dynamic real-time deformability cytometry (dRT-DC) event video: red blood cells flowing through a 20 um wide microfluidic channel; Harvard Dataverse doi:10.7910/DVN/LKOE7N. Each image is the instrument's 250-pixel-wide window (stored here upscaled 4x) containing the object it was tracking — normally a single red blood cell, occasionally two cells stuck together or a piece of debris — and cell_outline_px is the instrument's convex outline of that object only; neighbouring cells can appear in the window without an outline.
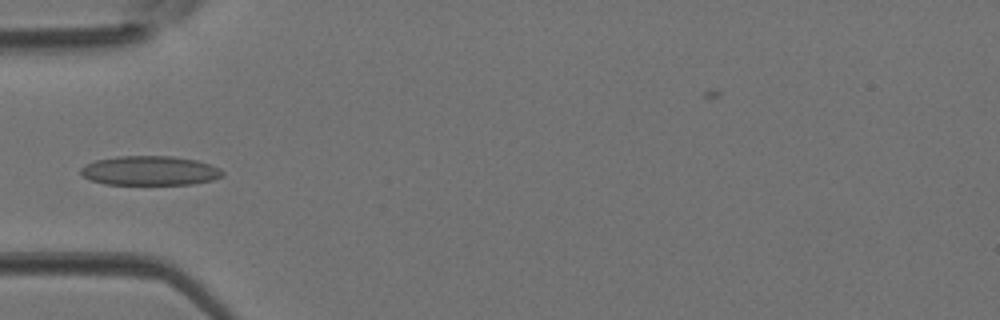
{"species": "Egyptian fruit bat (a non-hibernating species)", "species_latin": "Rousettus aegyptiacus", "temperature_condition": "room temperature", "stored_images_in_passage": 4, "camera_frame_rate_fps": 3000, "um_per_image_px": 0.085, "animal": {"sex": "female"}, "frame": {"image": 1, "passage_image": 4, "time_ms": 1.0, "image_size_px": [1000, 320], "cell_outline_px": [[224, 176], [212, 180], [192, 184], [104, 184], [80, 176], [80, 168], [84, 164], [96, 160], [120, 156], [172, 156], [196, 160], [220, 168], [224, 172]], "centroid_in_image_um": [12.72, 14.51], "position_along_channel_um": 72.3, "area_um2": 24.33}}